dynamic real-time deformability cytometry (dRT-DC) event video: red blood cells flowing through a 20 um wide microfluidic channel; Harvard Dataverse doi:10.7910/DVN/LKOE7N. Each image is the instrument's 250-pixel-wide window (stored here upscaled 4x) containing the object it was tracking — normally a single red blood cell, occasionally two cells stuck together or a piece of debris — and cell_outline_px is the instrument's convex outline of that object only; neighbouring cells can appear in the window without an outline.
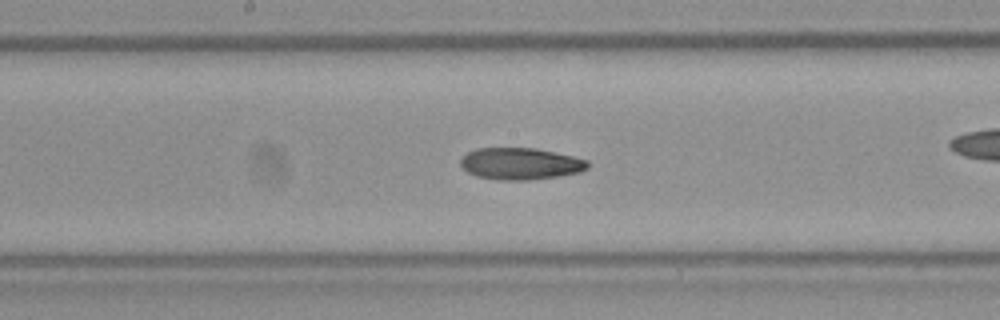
{"species": "Egyptian fruit bat (a non-hibernating species)", "species_latin": "Rousettus aegyptiacus", "temperature_condition": "room temperature", "stored_images_in_passage": 34, "camera_frame_rate_fps": 3000, "um_per_image_px": 0.085, "frame": {"image": 1, "passage_image": 20, "time_ms": 6.333, "image_size_px": [1000, 320], "cell_outline_px": [[588, 168], [580, 172], [560, 176], [528, 180], [500, 180], [476, 176], [468, 172], [460, 164], [460, 156], [476, 148], [536, 148], [572, 156], [588, 160]], "centroid_in_image_um": [44.22, 13.91], "position_along_channel_um": 204.0, "area_um2": 23.64}}
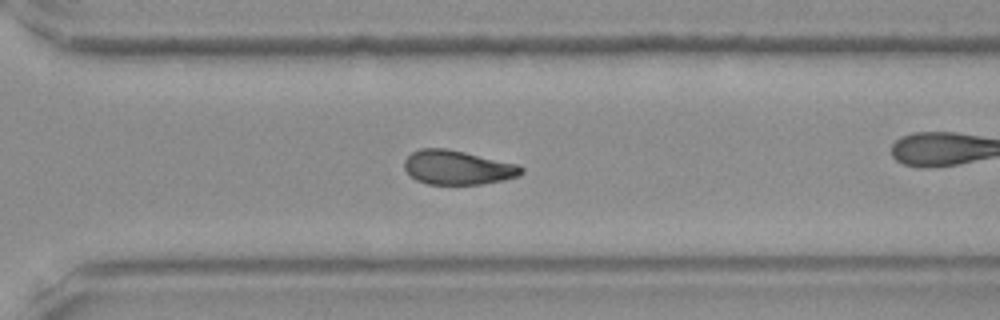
{"frame": {"image": 2, "passage_image": 29, "time_ms": 9.333, "image_size_px": [1000, 320], "cell_outline_px": [[524, 172], [516, 176], [504, 180], [480, 184], [428, 184], [416, 180], [404, 168], [404, 160], [412, 152], [420, 148], [444, 148], [464, 152], [520, 164], [524, 168]], "centroid_in_image_um": [38.91, 14.23], "position_along_channel_um": 331.7, "area_um2": 23.29}}